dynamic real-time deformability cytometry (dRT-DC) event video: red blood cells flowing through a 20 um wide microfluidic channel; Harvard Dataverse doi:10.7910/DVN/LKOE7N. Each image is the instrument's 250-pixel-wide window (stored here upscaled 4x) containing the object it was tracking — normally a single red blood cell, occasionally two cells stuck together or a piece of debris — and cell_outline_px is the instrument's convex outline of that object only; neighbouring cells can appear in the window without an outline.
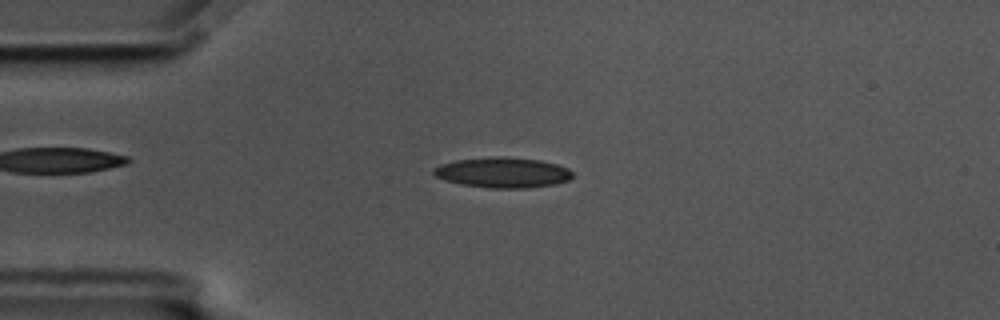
{"species": "common noctule bat (a hibernating species)", "species_latin": "Nyctalus noctula", "temperature_condition": "cold", "stored_images_in_passage": 57, "camera_frame_rate_fps": 3000, "um_per_image_px": 0.085, "animal": {"sex": "male", "body_mass_g": 17.5, "forearm_length_mm": 52.3}, "frame": {"image": 1, "passage_image": 13, "time_ms": 4.0, "image_size_px": [1000, 320], "cell_outline_px": [[572, 176], [568, 180], [556, 184], [528, 188], [488, 188], [460, 184], [444, 180], [436, 176], [432, 172], [432, 168], [440, 164], [456, 160], [496, 156], [508, 156], [540, 160], [556, 164], [568, 168], [572, 172]], "centroid_in_image_um": [42.71, 14.66], "position_along_channel_um": 42.3, "area_um2": 24.8}}
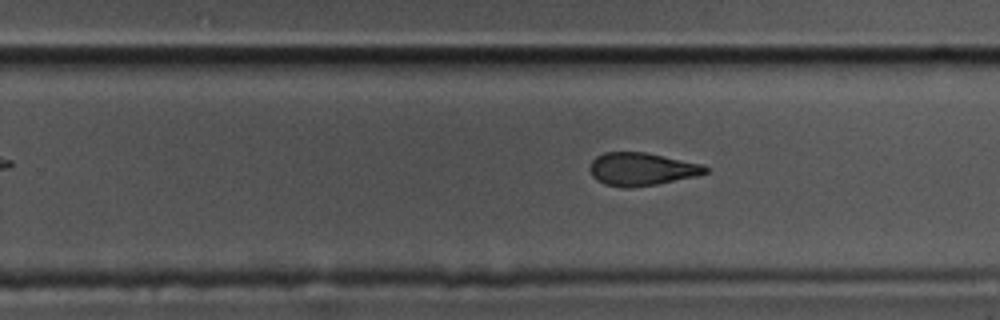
{"frame": {"image": 2, "passage_image": 35, "time_ms": 11.333, "image_size_px": [1000, 320], "cell_outline_px": [[708, 172], [696, 176], [656, 184], [632, 188], [624, 188], [604, 184], [596, 180], [592, 176], [588, 168], [592, 160], [596, 156], [604, 152], [644, 152], [704, 164], [708, 168]], "centroid_in_image_um": [54.51, 14.38], "position_along_channel_um": 275.3, "area_um2": 22.31}}
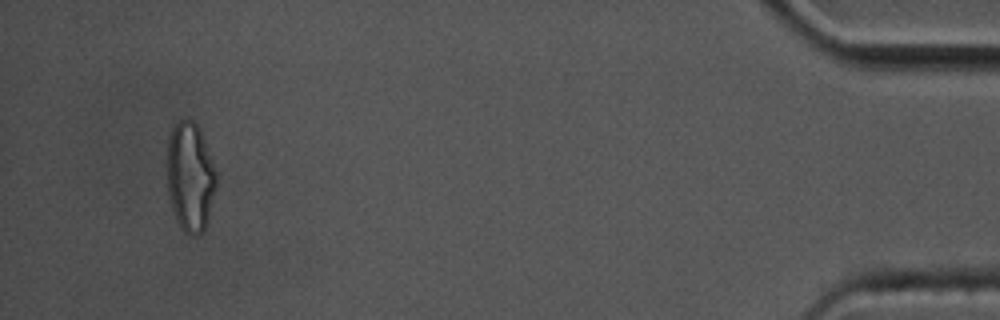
{"frame": {"image": 3, "passage_image": 54, "time_ms": 17.667, "image_size_px": [1000, 320], "cell_outline_px": [[216, 184], [208, 220], [204, 232], [196, 236], [188, 236], [180, 228], [176, 220], [168, 196], [168, 136], [176, 120], [192, 120], [200, 128], [212, 160], [216, 172]], "centroid_in_image_um": [16.16, 15.06], "position_along_channel_um": 419.0, "area_um2": 31.56}, "authors_computed_cell_mechanics": {"area_um2": 23.4668, "velocity_mm_per_s": 3.4665, "shape_relaxation_time_tau1_ms": 6.6255, "shape_relaxation_time_tau2_ms": 2.9164, "deformation_change_tau1": 0.1597, "deformation_change_tau2": 0.0887}}